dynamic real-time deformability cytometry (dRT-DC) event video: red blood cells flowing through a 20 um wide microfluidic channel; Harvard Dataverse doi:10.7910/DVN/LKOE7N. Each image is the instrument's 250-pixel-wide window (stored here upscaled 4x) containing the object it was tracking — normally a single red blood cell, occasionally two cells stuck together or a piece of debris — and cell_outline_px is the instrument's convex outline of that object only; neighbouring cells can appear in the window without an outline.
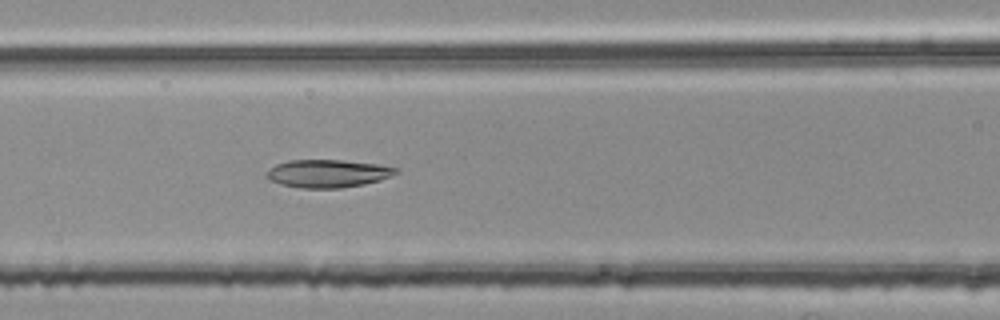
{"species": "common noctule bat (a hibernating species)", "species_latin": "Nyctalus noctula", "temperature_condition": "room temperature", "stored_images_in_passage": 6, "camera_frame_rate_fps": 3000, "um_per_image_px": 0.085, "animal": {"sex": "female", "body_mass_g": 25.1}, "frame": {"image": 1, "passage_image": 6, "time_ms": 1.667, "image_size_px": [1000, 320], "cell_outline_px": [[400, 172], [392, 176], [380, 180], [364, 184], [340, 188], [300, 188], [280, 184], [268, 180], [268, 168], [276, 164], [288, 160], [344, 160], [376, 164], [400, 168]], "centroid_in_image_um": [27.88, 14.74], "position_along_channel_um": 138.7, "area_um2": 21.15}}